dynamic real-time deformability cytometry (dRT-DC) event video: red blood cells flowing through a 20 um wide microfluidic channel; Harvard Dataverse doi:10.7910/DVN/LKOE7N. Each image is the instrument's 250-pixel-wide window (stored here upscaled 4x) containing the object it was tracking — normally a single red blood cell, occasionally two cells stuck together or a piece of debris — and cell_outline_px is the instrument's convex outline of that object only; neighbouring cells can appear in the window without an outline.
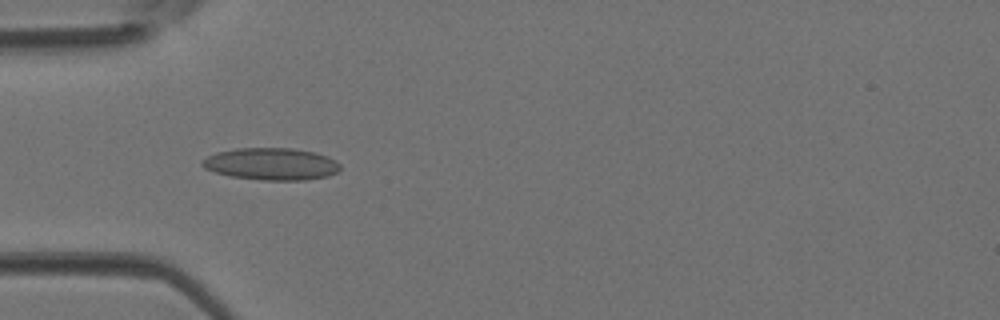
{"species": "Egyptian fruit bat (a non-hibernating species)", "species_latin": "Rousettus aegyptiacus", "temperature_condition": "room temperature", "stored_images_in_passage": 44, "camera_frame_rate_fps": 3000, "um_per_image_px": 0.085, "animal": {"sex": "female"}, "frame": {"image": 1, "passage_image": 13, "time_ms": 4.0, "image_size_px": [1000, 320], "cell_outline_px": [[340, 172], [328, 176], [304, 180], [264, 180], [232, 176], [216, 172], [204, 168], [200, 164], [200, 160], [216, 152], [236, 148], [292, 148], [316, 152], [328, 156], [336, 160], [340, 164]], "centroid_in_image_um": [23.09, 13.93], "position_along_channel_um": 61.9, "area_um2": 26.01}}
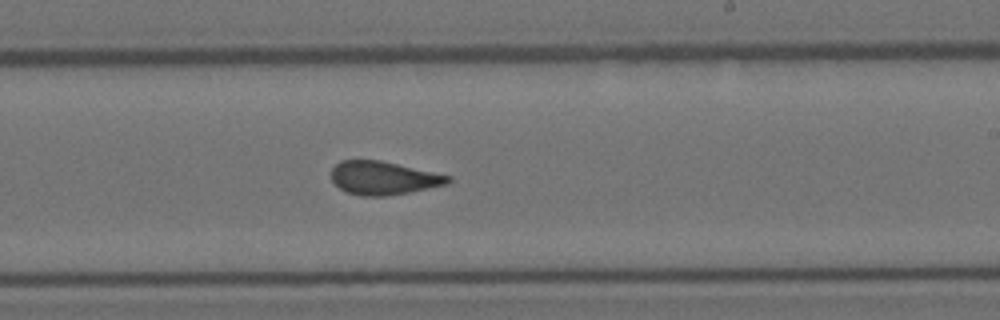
{"frame": {"image": 2, "passage_image": 26, "time_ms": 8.333, "image_size_px": [1000, 320], "cell_outline_px": [[452, 180], [448, 184], [408, 192], [384, 196], [360, 196], [348, 192], [340, 188], [332, 180], [332, 168], [340, 160], [380, 160], [452, 176]], "centroid_in_image_um": [32.6, 15.12], "position_along_channel_um": 256.4, "area_um2": 22.54}}
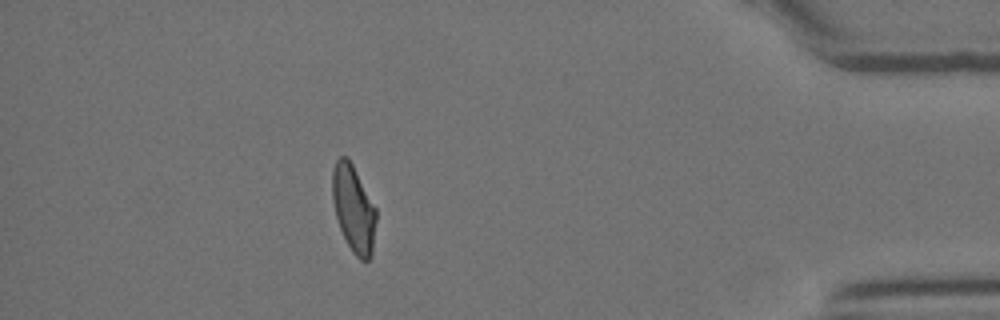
{"frame": {"image": 3, "passage_image": 39, "time_ms": 12.667, "image_size_px": [1000, 320], "cell_outline_px": [[376, 220], [372, 252], [368, 260], [360, 260], [352, 252], [340, 228], [336, 216], [332, 200], [332, 172], [336, 160], [340, 156], [348, 156], [376, 208]], "centroid_in_image_um": [30.04, 17.72], "position_along_channel_um": 405.2, "area_um2": 22.08}}